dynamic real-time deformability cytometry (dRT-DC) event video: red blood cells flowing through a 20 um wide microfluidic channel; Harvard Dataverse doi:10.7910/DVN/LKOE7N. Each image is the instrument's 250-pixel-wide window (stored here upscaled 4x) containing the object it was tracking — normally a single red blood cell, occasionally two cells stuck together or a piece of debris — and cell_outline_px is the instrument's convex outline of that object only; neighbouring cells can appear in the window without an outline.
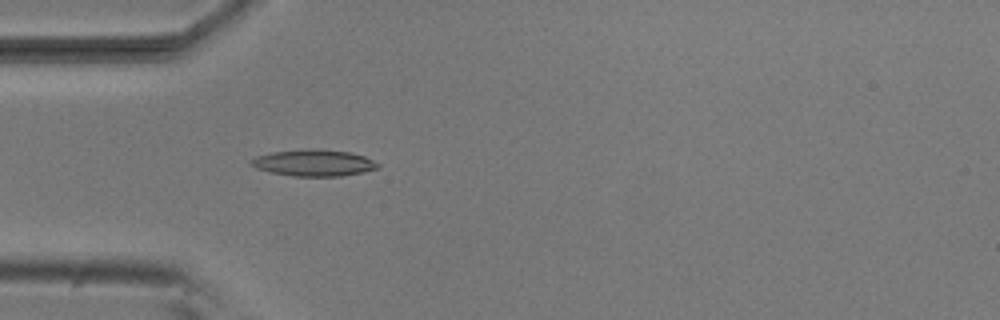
{"species": "common noctule bat (a hibernating species)", "species_latin": "Nyctalus noctula", "temperature_condition": "room temperature", "stored_images_in_passage": 38, "camera_frame_rate_fps": 3000, "um_per_image_px": 0.085, "animal": {"sex": "male", "body_mass_g": 20.5, "forearm_length_mm": 52.5}, "frame": {"image": 1, "passage_image": 1, "time_ms": 0.0, "image_size_px": [1000, 320], "cell_outline_px": [[380, 168], [364, 172], [340, 176], [292, 176], [268, 172], [256, 168], [252, 164], [252, 160], [256, 156], [272, 152], [308, 148], [316, 148], [348, 152], [364, 156], [380, 164]], "centroid_in_image_um": [26.69, 13.84], "position_along_channel_um": 58.3, "area_um2": 19.65}}
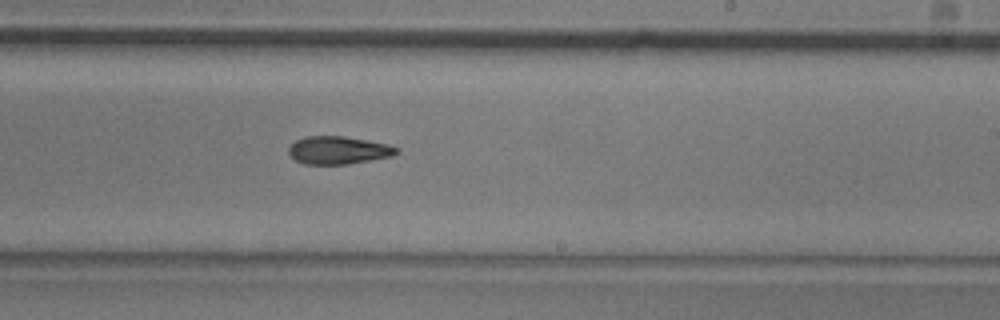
{"frame": {"image": 2, "passage_image": 17, "time_ms": 5.333, "image_size_px": [1000, 320], "cell_outline_px": [[400, 152], [392, 156], [348, 164], [304, 164], [296, 160], [288, 152], [288, 148], [296, 140], [308, 136], [344, 136], [388, 144], [400, 148]], "centroid_in_image_um": [28.79, 12.77], "position_along_channel_um": 260.2, "area_um2": 17.46}}
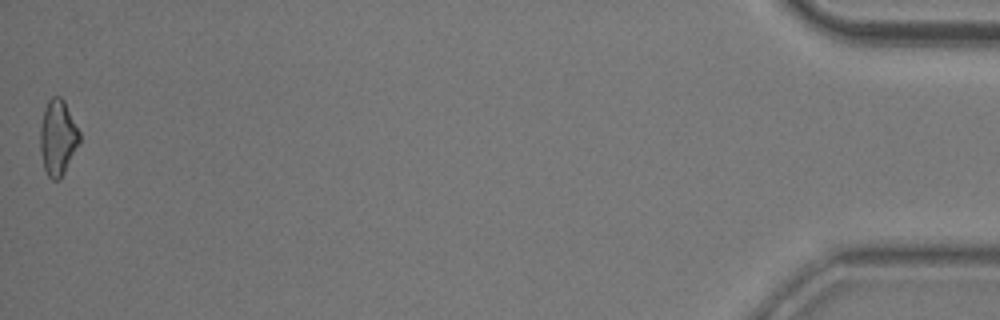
{"frame": {"image": 3, "passage_image": 38, "time_ms": 12.333, "image_size_px": [1000, 320], "cell_outline_px": [[80, 140], [60, 180], [52, 180], [48, 176], [44, 168], [40, 148], [40, 128], [44, 108], [48, 100], [52, 96], [60, 96], [64, 100], [80, 132]], "centroid_in_image_um": [4.9, 11.67], "position_along_channel_um": 430.3, "area_um2": 17.17}, "authors_computed_cell_mechanics": {"area_um2": 17.5712, "velocity_mm_per_s": 3.8387, "shape_relaxation_time_tau1_ms": 6.0209, "shape_relaxation_time_tau2_ms": null, "deformation_change_tau1": 0.1511, "deformation_change_tau2": null}}